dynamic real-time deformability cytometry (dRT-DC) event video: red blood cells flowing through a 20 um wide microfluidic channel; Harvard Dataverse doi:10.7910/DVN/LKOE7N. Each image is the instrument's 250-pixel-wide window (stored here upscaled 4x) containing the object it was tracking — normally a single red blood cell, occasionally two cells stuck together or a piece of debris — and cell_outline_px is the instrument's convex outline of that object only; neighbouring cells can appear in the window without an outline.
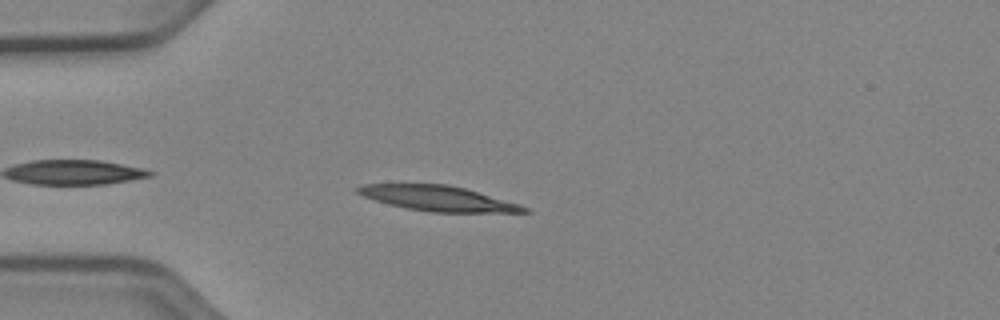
{"species": "Egyptian fruit bat (a non-hibernating species)", "species_latin": "Rousettus aegyptiacus", "temperature_condition": "cold", "stored_images_in_passage": 13, "camera_frame_rate_fps": 3000, "um_per_image_px": 0.085, "animal": {"sex": "female"}, "frame": {"image": 1, "passage_image": 4, "time_ms": 1.0, "image_size_px": [1000, 320], "cell_outline_px": [[532, 212], [432, 212], [408, 208], [388, 204], [364, 196], [356, 192], [352, 188], [360, 184], [448, 184], [464, 188], [520, 204], [528, 208]], "centroid_in_image_um": [37.19, 16.85], "position_along_channel_um": 47.8, "area_um2": 24.22}}
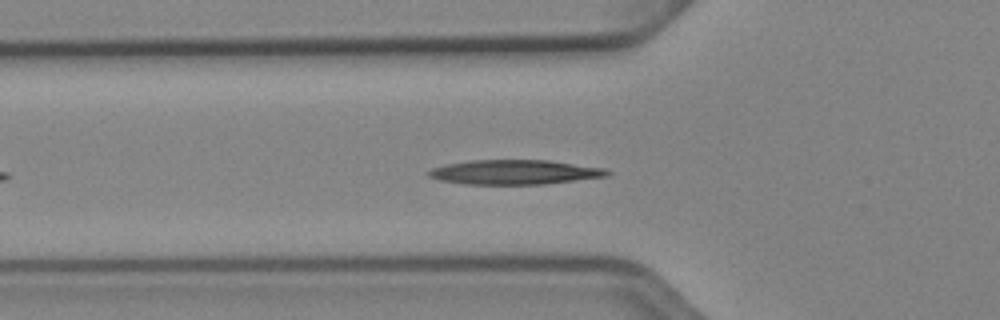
{"frame": {"image": 2, "passage_image": 8, "time_ms": 2.333, "image_size_px": [1000, 320], "cell_outline_px": [[612, 172], [608, 176], [544, 184], [464, 184], [440, 180], [428, 176], [428, 172], [432, 168], [444, 164], [468, 160], [548, 160], [604, 168]], "centroid_in_image_um": [43.72, 14.63], "position_along_channel_um": 82.1, "area_um2": 25.55}}
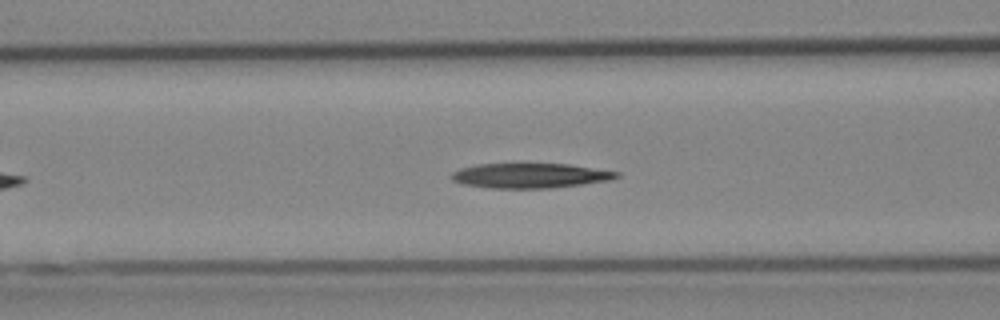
{"frame": {"image": 3, "passage_image": 11, "time_ms": 3.333, "image_size_px": [1000, 320], "cell_outline_px": [[620, 176], [612, 180], [584, 184], [552, 188], [488, 188], [460, 184], [452, 180], [452, 172], [460, 168], [476, 164], [568, 164], [620, 172]], "centroid_in_image_um": [45.06, 14.93], "position_along_channel_um": 121.5, "area_um2": 24.04}}